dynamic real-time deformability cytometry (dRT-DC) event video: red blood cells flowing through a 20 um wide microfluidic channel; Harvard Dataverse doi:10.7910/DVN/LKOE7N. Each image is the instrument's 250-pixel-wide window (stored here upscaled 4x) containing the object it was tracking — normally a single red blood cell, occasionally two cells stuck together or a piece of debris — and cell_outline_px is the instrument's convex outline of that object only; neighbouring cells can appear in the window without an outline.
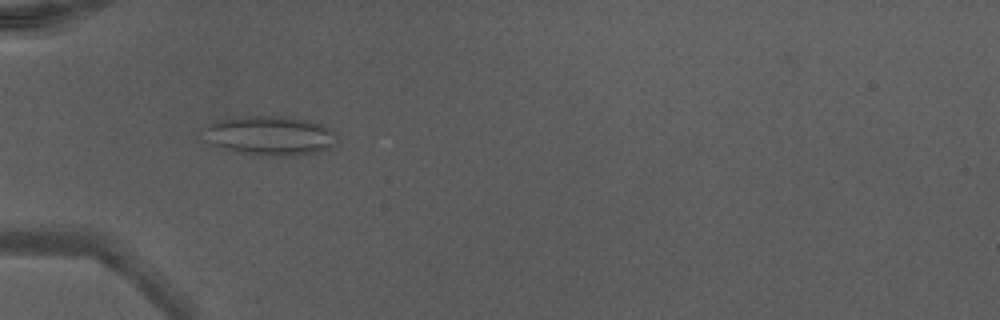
{"species": "Egyptian fruit bat (a non-hibernating species)", "species_latin": "Rousettus aegyptiacus", "temperature_condition": "warm", "stored_images_in_passage": 10, "camera_frame_rate_fps": 3000, "um_per_image_px": 0.085, "animal": {"sex": "male"}, "frame": {"image": 1, "passage_image": 4, "time_ms": 1.0, "image_size_px": [1000, 320], "cell_outline_px": [[340, 140], [332, 148], [316, 152], [296, 156], [256, 156], [224, 148], [212, 144], [204, 128], [208, 124], [216, 120], [244, 116], [288, 116], [312, 120], [328, 128]], "centroid_in_image_um": [23.03, 11.53], "position_along_channel_um": 62.0, "area_um2": 30.81}}